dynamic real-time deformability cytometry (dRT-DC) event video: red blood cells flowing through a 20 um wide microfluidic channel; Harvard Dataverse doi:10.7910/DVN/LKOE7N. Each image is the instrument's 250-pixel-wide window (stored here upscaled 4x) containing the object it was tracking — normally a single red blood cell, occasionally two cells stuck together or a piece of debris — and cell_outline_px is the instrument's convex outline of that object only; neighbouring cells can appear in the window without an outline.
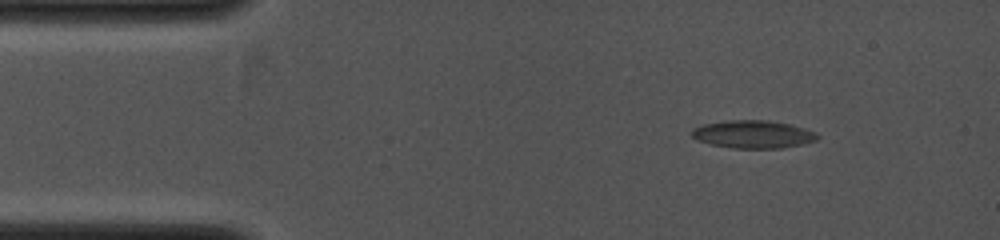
{"species": "common noctule bat (a hibernating species)", "species_latin": "Nyctalus noctula", "temperature_condition": "cold", "stored_images_in_passage": 9, "camera_frame_rate_fps": 4000, "um_per_image_px": 0.085, "animal": {"sex": "female", "body_mass_g": 19.0, "forearm_length_mm": 53.3}, "frame": {"image": 1, "passage_image": 3, "time_ms": 1.25, "image_size_px": [1000, 240], "cell_outline_px": [[820, 136], [816, 140], [804, 144], [780, 148], [732, 148], [712, 144], [696, 140], [692, 136], [692, 128], [704, 124], [728, 120], [768, 120], [792, 124], [816, 132]], "centroid_in_image_um": [64.04, 11.41], "position_along_channel_um": 21.0, "area_um2": 20.46}}
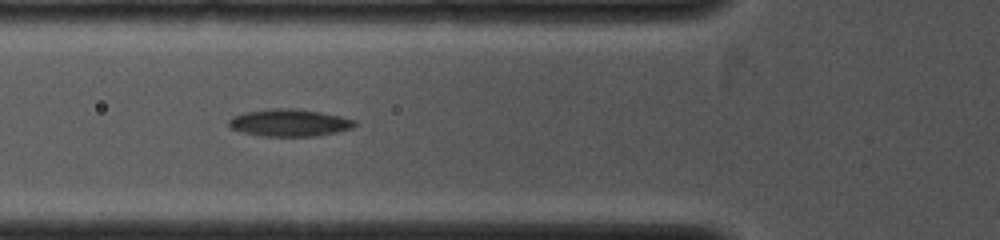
{"frame": {"image": 2, "passage_image": 7, "time_ms": 4.0, "image_size_px": [1000, 240], "cell_outline_px": [[356, 124], [352, 128], [336, 132], [316, 136], [264, 136], [240, 132], [232, 128], [228, 124], [228, 120], [232, 116], [244, 112], [272, 108], [296, 108], [320, 112], [340, 116], [356, 120]], "centroid_in_image_um": [24.58, 10.43], "position_along_channel_um": 101.2, "area_um2": 20.06}}
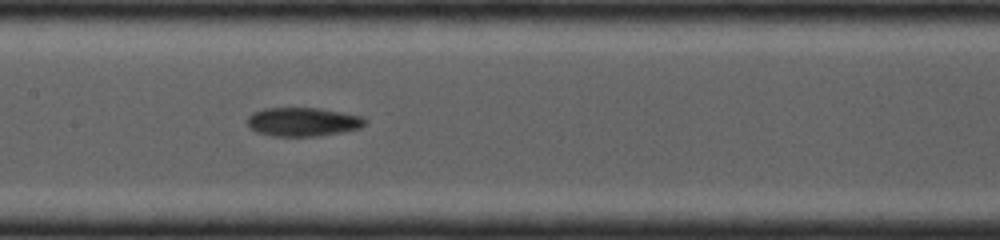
{"frame": {"image": 3, "passage_image": 9, "time_ms": 5.5, "image_size_px": [1000, 240], "cell_outline_px": [[368, 120], [360, 128], [340, 132], [316, 136], [272, 136], [256, 132], [248, 128], [248, 116], [252, 112], [264, 108], [320, 108], [360, 116]], "centroid_in_image_um": [25.69, 10.35], "position_along_channel_um": 181.7, "area_um2": 19.71}}